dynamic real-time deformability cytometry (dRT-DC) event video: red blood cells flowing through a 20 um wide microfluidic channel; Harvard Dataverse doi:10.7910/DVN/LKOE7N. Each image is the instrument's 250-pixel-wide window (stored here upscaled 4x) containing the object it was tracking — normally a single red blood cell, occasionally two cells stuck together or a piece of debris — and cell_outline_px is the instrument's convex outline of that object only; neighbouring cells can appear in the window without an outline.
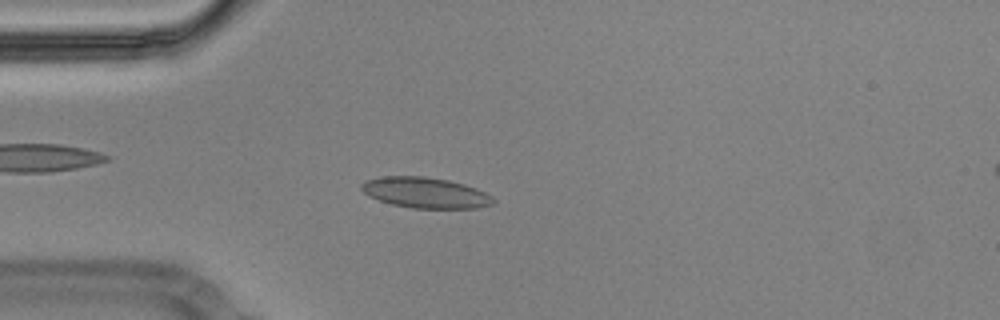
{"species": "Egyptian fruit bat (a non-hibernating species)", "species_latin": "Rousettus aegyptiacus", "temperature_condition": "cold", "stored_images_in_passage": 55, "camera_frame_rate_fps": 3000, "um_per_image_px": 0.085, "animal": {"sex": "male"}, "frame": {"image": 1, "passage_image": 14, "time_ms": 4.333, "image_size_px": [1000, 320], "cell_outline_px": [[496, 200], [492, 204], [476, 208], [412, 208], [392, 204], [368, 196], [360, 188], [360, 184], [368, 180], [384, 176], [424, 176], [448, 180], [464, 184], [476, 188], [492, 196]], "centroid_in_image_um": [36.16, 16.38], "position_along_channel_um": 48.8, "area_um2": 23.47}}
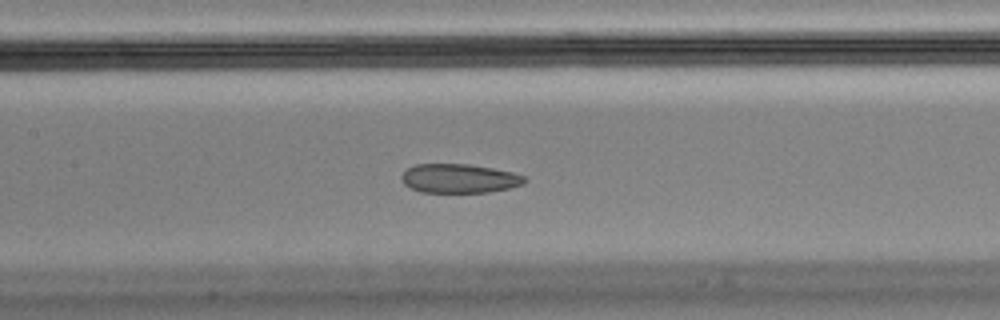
{"frame": {"image": 2, "passage_image": 25, "time_ms": 8.0, "image_size_px": [1000, 320], "cell_outline_px": [[528, 180], [524, 184], [508, 188], [488, 192], [420, 192], [404, 184], [400, 176], [408, 168], [416, 164], [468, 164], [492, 168], [512, 172], [524, 176]], "centroid_in_image_um": [39.04, 15.17], "position_along_channel_um": 168.4, "area_um2": 20.75}}
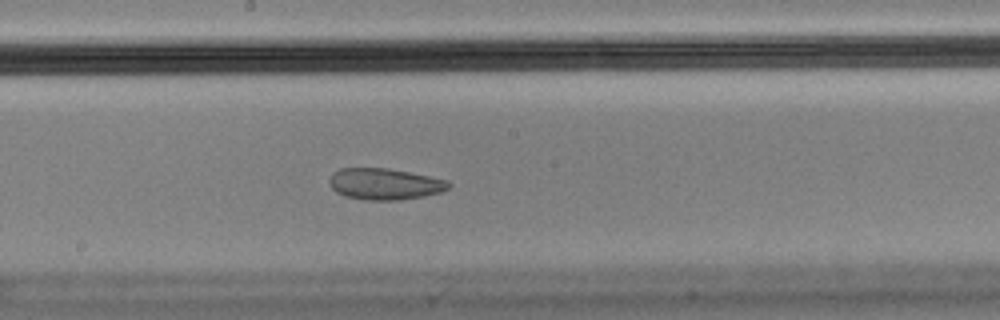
{"frame": {"image": 3, "passage_image": 29, "time_ms": 9.333, "image_size_px": [1000, 320], "cell_outline_px": [[452, 184], [448, 188], [440, 192], [424, 196], [400, 200], [364, 200], [344, 196], [336, 192], [332, 188], [328, 180], [332, 172], [340, 168], [388, 168], [448, 180]], "centroid_in_image_um": [32.67, 15.64], "position_along_channel_um": 215.5, "area_um2": 21.91}, "authors_computed_cell_mechanics": {"area_um2": 23.12, "velocity_mm_per_s": 3.5463, "shape_relaxation_time_tau1_ms": null, "shape_relaxation_time_tau2_ms": 1.9959, "deformation_change_tau1": null, "deformation_change_tau2": 0.0697}}